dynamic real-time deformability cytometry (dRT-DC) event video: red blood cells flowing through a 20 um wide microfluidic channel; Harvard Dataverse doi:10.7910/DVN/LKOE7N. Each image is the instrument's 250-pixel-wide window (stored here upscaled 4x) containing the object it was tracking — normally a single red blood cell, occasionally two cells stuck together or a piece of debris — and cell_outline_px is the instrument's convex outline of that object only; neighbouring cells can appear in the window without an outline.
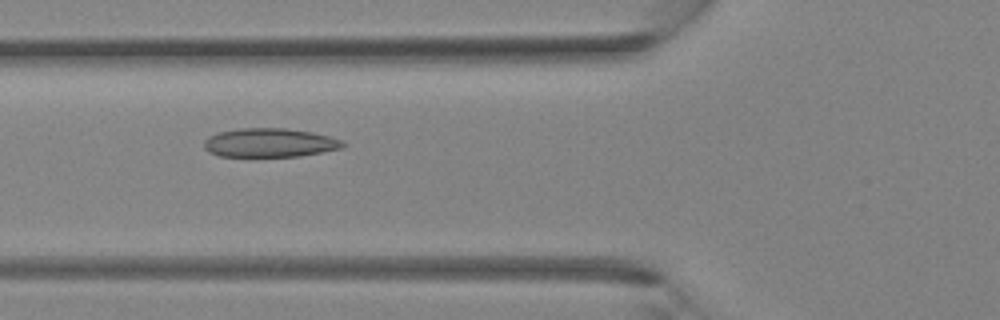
{"species": "Egyptian fruit bat (a non-hibernating species)", "species_latin": "Rousettus aegyptiacus", "temperature_condition": "room temperature", "stored_images_in_passage": 37, "camera_frame_rate_fps": 3000, "um_per_image_px": 0.085, "animal": {"sex": "female"}, "frame": {"image": 1, "passage_image": 14, "time_ms": 4.333, "image_size_px": [1000, 320], "cell_outline_px": [[348, 144], [344, 148], [300, 156], [248, 160], [220, 156], [208, 152], [204, 148], [204, 140], [208, 136], [220, 132], [240, 128], [284, 128], [312, 132], [328, 136], [340, 140]], "centroid_in_image_um": [22.88, 12.19], "position_along_channel_um": 102.9, "area_um2": 24.51}}
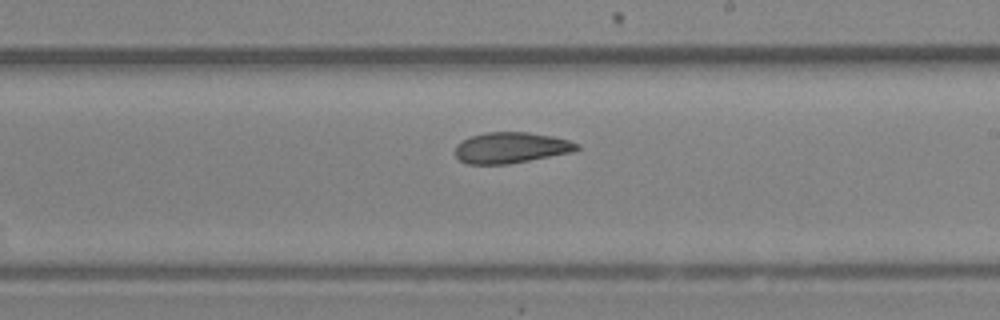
{"frame": {"image": 2, "passage_image": 22, "time_ms": 7.0, "image_size_px": [1000, 320], "cell_outline_px": [[580, 148], [576, 152], [508, 164], [468, 164], [460, 160], [456, 156], [456, 144], [472, 136], [488, 132], [528, 132], [552, 136], [568, 140], [580, 144]], "centroid_in_image_um": [43.49, 12.56], "position_along_channel_um": 245.5, "area_um2": 21.96}}
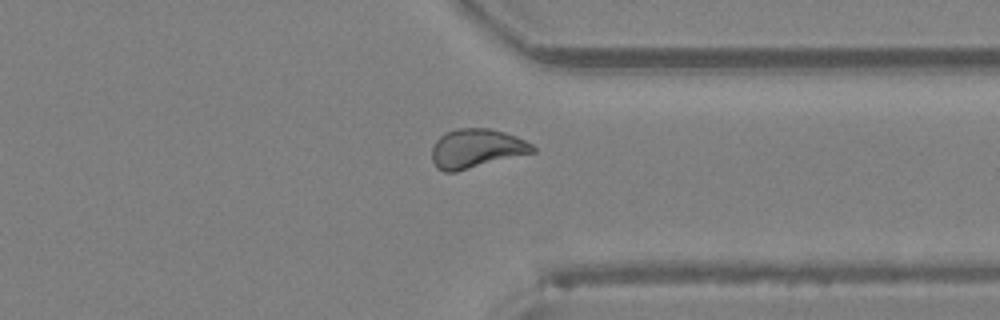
{"frame": {"image": 3, "passage_image": 29, "time_ms": 9.333, "image_size_px": [1000, 320], "cell_outline_px": [[536, 152], [456, 172], [444, 172], [436, 168], [432, 160], [432, 148], [436, 140], [444, 132], [456, 128], [488, 128], [504, 132], [516, 136], [532, 144], [536, 148]], "centroid_in_image_um": [40.48, 12.63], "position_along_channel_um": 370.9, "area_um2": 23.18}}